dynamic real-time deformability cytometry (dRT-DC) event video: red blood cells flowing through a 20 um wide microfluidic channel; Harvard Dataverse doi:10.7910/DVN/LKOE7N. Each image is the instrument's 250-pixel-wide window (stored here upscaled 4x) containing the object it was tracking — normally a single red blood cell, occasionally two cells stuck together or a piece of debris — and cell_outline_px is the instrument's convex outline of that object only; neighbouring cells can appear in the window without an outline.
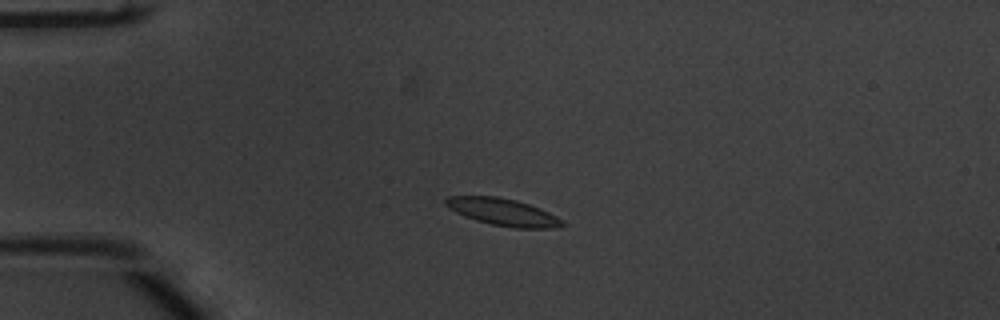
{"species": "common noctule bat (a hibernating species)", "species_latin": "Nyctalus noctula", "temperature_condition": "warm", "stored_images_in_passage": 42, "camera_frame_rate_fps": 3000, "um_per_image_px": 0.085, "animal": {"sex": "male", "body_mass_g": 20.1, "forearm_length_mm": 53.5}, "frame": {"image": 1, "passage_image": 2, "time_ms": 0.333, "image_size_px": [1000, 320], "cell_outline_px": [[568, 224], [552, 228], [512, 228], [492, 224], [476, 220], [464, 216], [448, 208], [444, 204], [444, 200], [448, 196], [496, 196], [516, 200], [540, 208], [564, 220]], "centroid_in_image_um": [42.76, 18.02], "position_along_channel_um": 42.2, "area_um2": 18.5}}
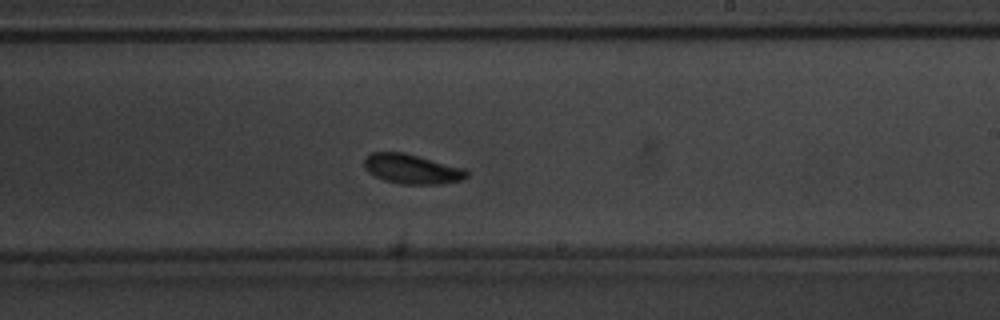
{"frame": {"image": 2, "passage_image": 21, "time_ms": 6.667, "image_size_px": [1000, 320], "cell_outline_px": [[468, 176], [464, 180], [444, 184], [400, 184], [384, 180], [368, 172], [364, 168], [364, 160], [372, 152], [404, 152], [464, 168], [468, 172]], "centroid_in_image_um": [35.04, 14.37], "position_along_channel_um": 254.0, "area_um2": 17.8}}
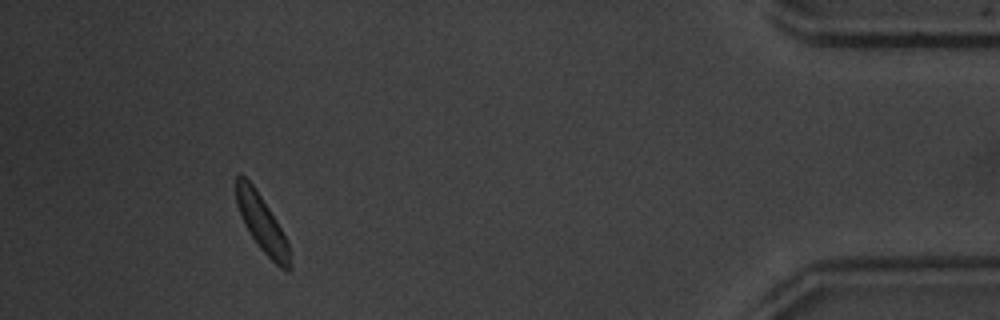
{"frame": {"image": 3, "passage_image": 38, "time_ms": 12.333, "image_size_px": [1000, 320], "cell_outline_px": [[292, 268], [288, 272], [280, 268], [256, 244], [244, 224], [240, 216], [236, 204], [236, 176], [240, 172], [252, 184], [276, 220], [288, 244], [292, 264]], "centroid_in_image_um": [22.25, 19.02], "position_along_channel_um": 412.9, "area_um2": 17.57}, "authors_computed_cell_mechanics": {"area_um2": 17.7446, "velocity_mm_per_s": 3.8112, "shape_relaxation_time_tau1_ms": 6.5667, "shape_relaxation_time_tau2_ms": null, "deformation_change_tau1": 0.2362, "deformation_change_tau2": null}}